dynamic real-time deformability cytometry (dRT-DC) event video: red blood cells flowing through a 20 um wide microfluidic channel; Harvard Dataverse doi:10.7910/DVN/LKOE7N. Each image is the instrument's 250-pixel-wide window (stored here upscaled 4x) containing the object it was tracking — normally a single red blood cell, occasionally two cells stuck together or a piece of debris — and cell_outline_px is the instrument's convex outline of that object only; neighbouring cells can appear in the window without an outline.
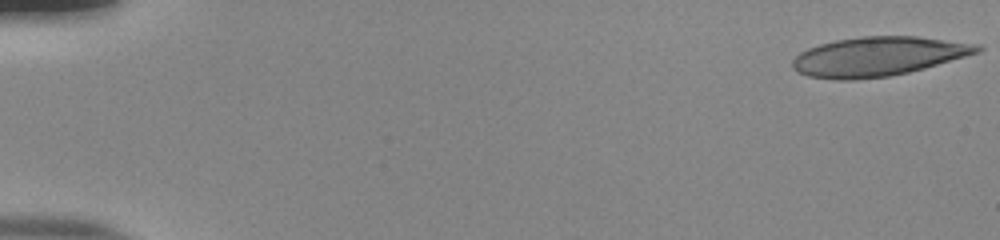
{"species": "human", "species_latin": "Homo sapiens", "temperature_condition": "room temperature", "stored_images_in_passage": 53, "camera_frame_rate_fps": 3000, "um_per_image_px": 0.085, "donor": {"sex": "male"}, "frame": {"image": 1, "passage_image": 1, "time_ms": 0.0, "image_size_px": [1000, 240], "cell_outline_px": [[984, 48], [976, 52], [964, 56], [924, 68], [908, 72], [888, 76], [844, 80], [808, 76], [792, 68], [792, 60], [800, 52], [808, 48], [820, 44], [836, 40], [864, 36], [916, 36], [964, 44]], "centroid_in_image_um": [74.5, 4.8], "position_along_channel_um": 10.5, "area_um2": 40.98}}
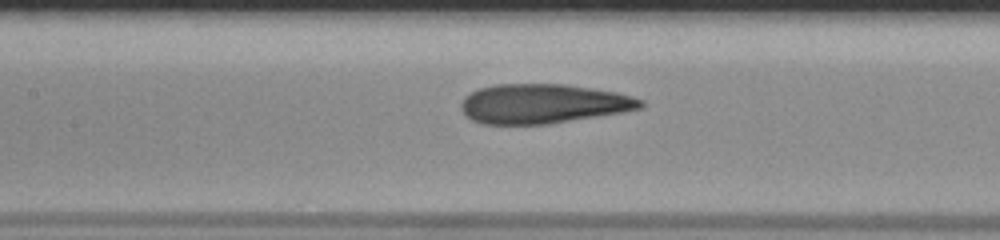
{"frame": {"image": 2, "passage_image": 26, "time_ms": 8.333, "image_size_px": [1000, 240], "cell_outline_px": [[644, 104], [640, 108], [624, 112], [548, 124], [484, 124], [472, 120], [464, 112], [460, 104], [464, 96], [480, 88], [496, 84], [564, 84], [616, 92], [632, 96], [644, 100]], "centroid_in_image_um": [46.17, 8.82], "position_along_channel_um": 161.2, "area_um2": 41.15}}
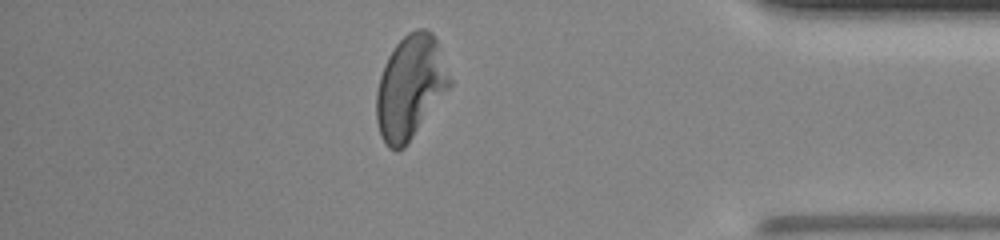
{"frame": {"image": 3, "passage_image": 47, "time_ms": 15.333, "image_size_px": [1000, 240], "cell_outline_px": [[452, 84], [408, 144], [404, 148], [396, 152], [388, 148], [380, 132], [376, 120], [376, 92], [380, 76], [384, 64], [388, 56], [396, 44], [408, 32], [416, 28], [424, 28], [432, 32], [436, 40], [452, 80]], "centroid_in_image_um": [34.86, 7.42], "position_along_channel_um": 400.3, "area_um2": 44.1}, "authors_computed_cell_mechanics": {"area_um2": 41.8472, "velocity_mm_per_s": 3.8127, "shape_relaxation_time_tau1_ms": 6.5033, "shape_relaxation_time_tau2_ms": 1.351, "deformation_change_tau1": 0.2154, "deformation_change_tau2": 0.0879}}